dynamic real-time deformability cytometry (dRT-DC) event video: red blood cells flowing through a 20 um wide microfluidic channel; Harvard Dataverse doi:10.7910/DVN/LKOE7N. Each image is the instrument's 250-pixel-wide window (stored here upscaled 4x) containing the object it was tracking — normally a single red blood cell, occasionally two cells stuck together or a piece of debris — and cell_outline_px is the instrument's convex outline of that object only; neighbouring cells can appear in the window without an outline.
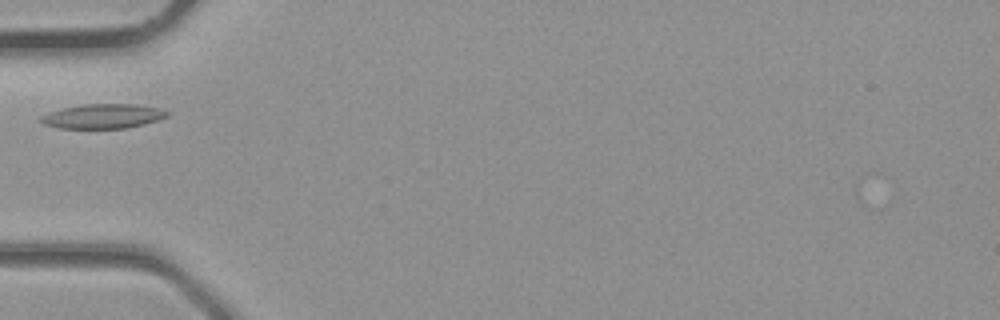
{"species": "common noctule bat (a hibernating species)", "species_latin": "Nyctalus noctula", "temperature_condition": "room temperature", "stored_images_in_passage": 1, "camera_frame_rate_fps": 3000, "um_per_image_px": 0.085, "animal": {"sex": "male", "body_mass_g": 23.1, "forearm_length_mm": 52.7}, "frame": {"image": 1, "passage_image": 1, "time_ms": 0.0, "image_size_px": [1000, 320], "cell_outline_px": [[172, 112], [168, 116], [144, 124], [128, 128], [60, 128], [44, 124], [40, 120], [40, 116], [48, 112], [80, 104], [136, 104], [160, 108]], "centroid_in_image_um": [8.78, 9.87], "position_along_channel_um": 76.2, "area_um2": 18.09}}